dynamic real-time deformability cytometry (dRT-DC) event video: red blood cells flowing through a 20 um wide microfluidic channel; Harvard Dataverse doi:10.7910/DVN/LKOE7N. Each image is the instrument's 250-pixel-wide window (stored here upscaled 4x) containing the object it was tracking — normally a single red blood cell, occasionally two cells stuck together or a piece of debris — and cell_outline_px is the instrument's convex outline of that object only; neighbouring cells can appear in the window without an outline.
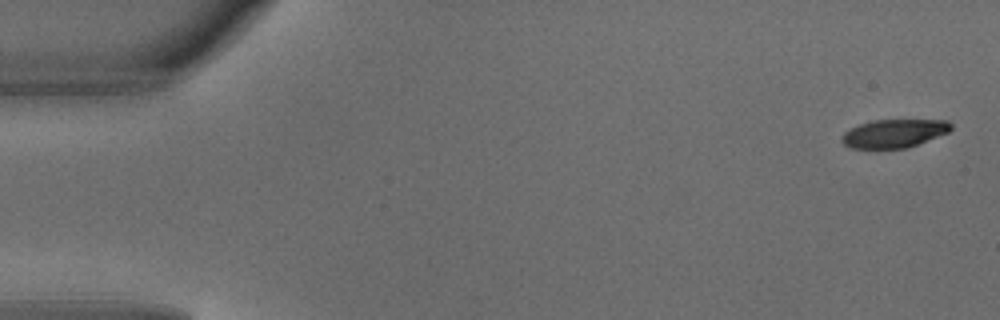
{"species": "common noctule bat (a hibernating species)", "species_latin": "Nyctalus noctula", "temperature_condition": "warm", "stored_images_in_passage": 4, "camera_frame_rate_fps": 3000, "um_per_image_px": 0.085, "animal": {"sex": "male", "body_mass_g": 18.8}, "frame": {"image": 1, "passage_image": 1, "time_ms": 0.0, "image_size_px": [1000, 320], "cell_outline_px": [[952, 128], [948, 132], [908, 148], [852, 148], [844, 144], [840, 140], [840, 136], [844, 132], [860, 124], [872, 120], [948, 120], [952, 124]], "centroid_in_image_um": [75.99, 11.34], "position_along_channel_um": 9.0, "area_um2": 17.98}}
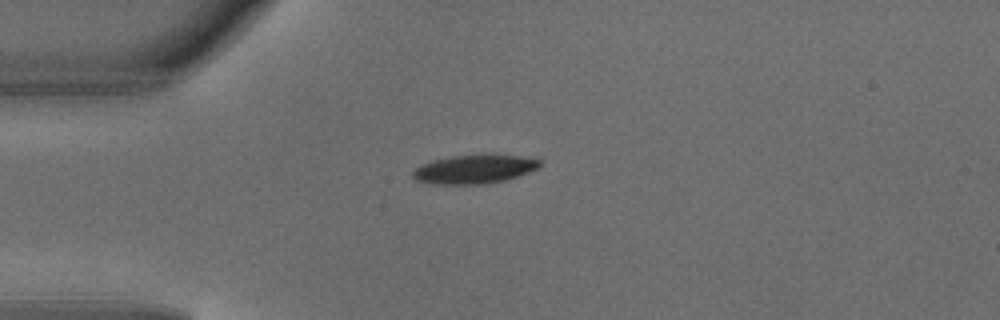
{"frame": {"image": 2, "passage_image": 4, "time_ms": 1.0, "image_size_px": [1000, 320], "cell_outline_px": [[540, 164], [536, 168], [528, 172], [504, 180], [484, 184], [428, 184], [416, 180], [412, 176], [412, 172], [420, 164], [432, 160], [452, 156], [520, 156], [540, 160]], "centroid_in_image_um": [40.22, 14.41], "position_along_channel_um": 44.8, "area_um2": 20.75}}